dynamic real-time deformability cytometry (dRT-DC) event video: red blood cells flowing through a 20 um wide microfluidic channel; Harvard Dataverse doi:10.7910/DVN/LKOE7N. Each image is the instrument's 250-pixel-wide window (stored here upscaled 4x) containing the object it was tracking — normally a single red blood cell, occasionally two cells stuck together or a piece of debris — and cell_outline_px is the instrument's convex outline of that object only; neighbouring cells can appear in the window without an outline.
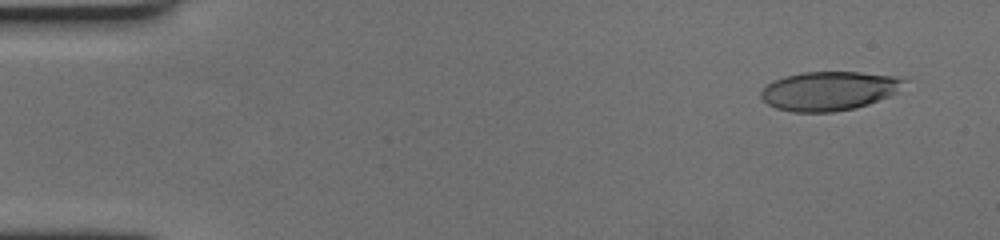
{"species": "human", "species_latin": "Homo sapiens", "temperature_condition": "cold", "stored_images_in_passage": 59, "camera_frame_rate_fps": 3000, "um_per_image_px": 0.085, "donor": {"sex": "female"}, "frame": {"image": 1, "passage_image": 4, "time_ms": 1.0, "image_size_px": [1000, 240], "cell_outline_px": [[908, 80], [900, 92], [868, 104], [856, 108], [832, 112], [792, 112], [776, 108], [768, 104], [760, 96], [760, 92], [772, 80], [784, 76], [804, 72], [860, 72], [908, 76]], "centroid_in_image_um": [70.57, 7.71], "position_along_channel_um": 14.4, "area_um2": 33.18}}
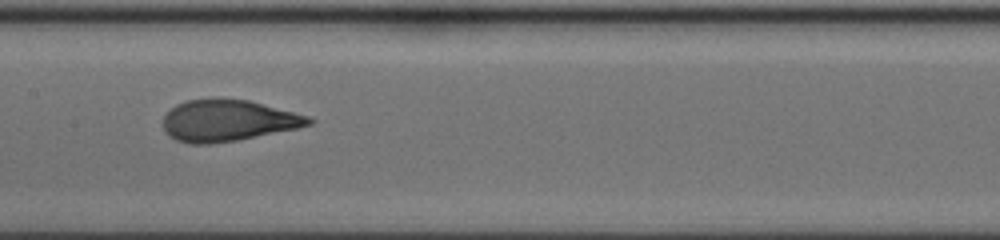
{"frame": {"image": 2, "passage_image": 30, "time_ms": 9.667, "image_size_px": [1000, 240], "cell_outline_px": [[316, 120], [312, 124], [296, 128], [236, 140], [212, 144], [192, 144], [176, 140], [168, 136], [164, 132], [164, 116], [176, 104], [184, 100], [248, 100], [308, 116]], "centroid_in_image_um": [19.34, 10.27], "position_along_channel_um": 188.1, "area_um2": 34.56}}
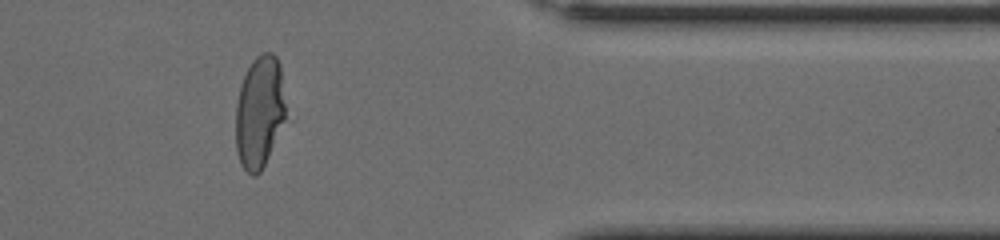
{"frame": {"image": 3, "passage_image": 49, "time_ms": 16.0, "image_size_px": [1000, 240], "cell_outline_px": [[284, 120], [268, 156], [260, 172], [256, 176], [252, 176], [240, 164], [236, 152], [236, 104], [240, 84], [252, 60], [256, 56], [264, 52], [272, 52], [276, 56], [280, 64], [284, 104]], "centroid_in_image_um": [22.02, 9.51], "position_along_channel_um": 389.4, "area_um2": 32.37}, "authors_computed_cell_mechanics": {"area_um2": 34.7378, "velocity_mm_per_s": 3.485, "shape_relaxation_time_tau1_ms": 5.4549, "shape_relaxation_time_tau2_ms": 0.8097, "deformation_change_tau1": 0.2441, "deformation_change_tau2": 0.0768}}